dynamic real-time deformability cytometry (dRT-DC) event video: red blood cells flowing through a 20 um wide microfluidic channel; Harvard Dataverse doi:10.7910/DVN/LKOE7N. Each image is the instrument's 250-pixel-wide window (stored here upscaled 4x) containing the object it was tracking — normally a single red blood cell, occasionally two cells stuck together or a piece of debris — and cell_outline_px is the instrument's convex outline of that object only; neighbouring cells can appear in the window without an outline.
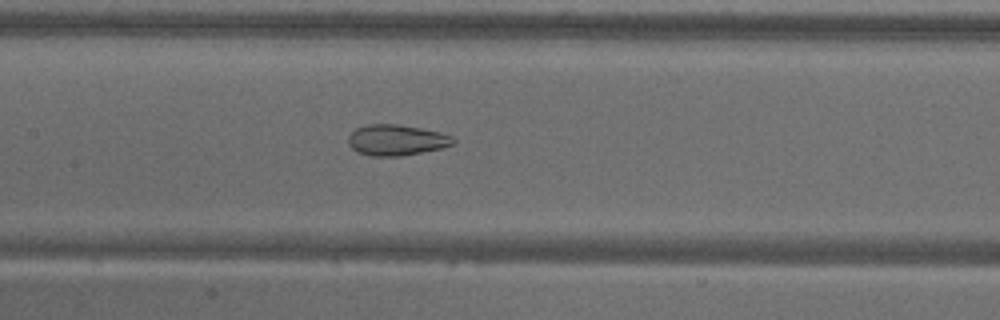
{"species": "common noctule bat (a hibernating species)", "species_latin": "Nyctalus noctula", "temperature_condition": "warm", "stored_images_in_passage": 55, "camera_frame_rate_fps": 3000, "um_per_image_px": 0.085, "animal": {"sex": "male", "body_mass_g": 18.8}, "frame": {"image": 1, "passage_image": 26, "time_ms": 8.333, "image_size_px": [1000, 320], "cell_outline_px": [[456, 140], [452, 144], [444, 148], [400, 156], [372, 156], [356, 152], [348, 144], [348, 136], [356, 128], [368, 124], [396, 124], [420, 128], [440, 132], [452, 136]], "centroid_in_image_um": [33.69, 11.91], "position_along_channel_um": 173.7, "area_um2": 18.9}}
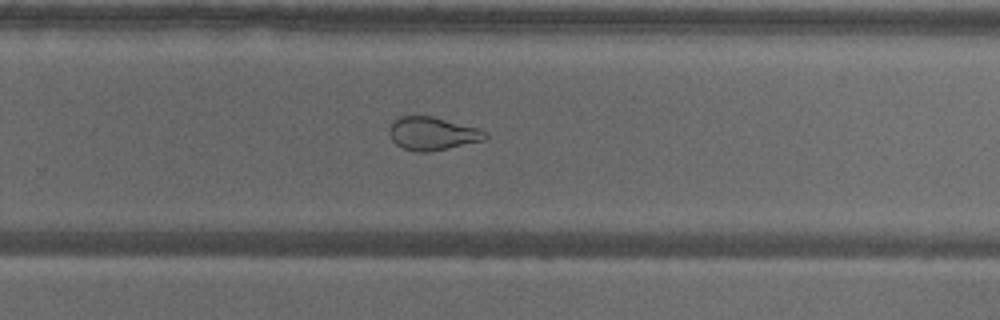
{"frame": {"image": 2, "passage_image": 36, "time_ms": 11.667, "image_size_px": [1000, 320], "cell_outline_px": [[488, 136], [484, 140], [448, 148], [428, 152], [416, 152], [404, 148], [396, 144], [392, 140], [388, 132], [388, 128], [392, 120], [400, 116], [432, 116], [480, 128], [488, 132]], "centroid_in_image_um": [36.75, 11.34], "position_along_channel_um": 293.1, "area_um2": 18.73}}
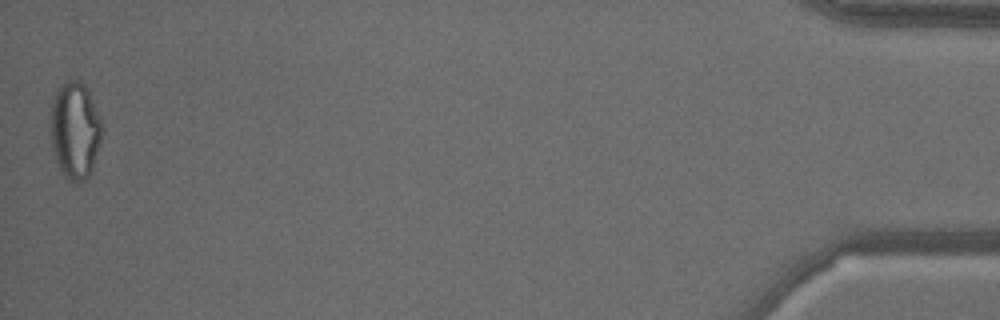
{"frame": {"image": 3, "passage_image": 55, "time_ms": 18.0, "image_size_px": [1000, 320], "cell_outline_px": [[104, 128], [92, 172], [84, 180], [72, 184], [60, 172], [52, 148], [48, 132], [48, 124], [52, 104], [56, 92], [60, 84], [68, 80], [80, 80], [88, 88]], "centroid_in_image_um": [6.35, 11.09], "position_along_channel_um": 428.8, "area_um2": 30.0}, "authors_computed_cell_mechanics": {"area_um2": 24.3338, "velocity_mm_per_s": 3.6008, "shape_relaxation_time_tau1_ms": null, "shape_relaxation_time_tau2_ms": 1.8553, "deformation_change_tau1": null, "deformation_change_tau2": 0.0851}}